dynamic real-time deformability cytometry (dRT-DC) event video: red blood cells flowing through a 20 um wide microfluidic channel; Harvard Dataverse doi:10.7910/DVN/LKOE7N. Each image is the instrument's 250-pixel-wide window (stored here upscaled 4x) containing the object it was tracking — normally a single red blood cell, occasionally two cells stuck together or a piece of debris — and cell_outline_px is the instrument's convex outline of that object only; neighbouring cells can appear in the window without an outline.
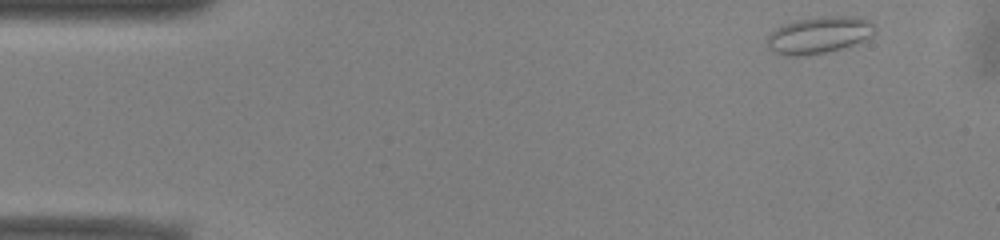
{"species": "common noctule bat (a hibernating species)", "species_latin": "Nyctalus noctula", "temperature_condition": "warm", "stored_images_in_passage": 40, "camera_frame_rate_fps": 3000, "um_per_image_px": 0.085, "animal": {"sex": "male", "body_mass_g": 13.0, "forearm_length_mm": 53.1}, "frame": {"image": 1, "passage_image": 2, "time_ms": 0.333, "image_size_px": [1000, 240], "cell_outline_px": [[876, 32], [872, 36], [864, 40], [828, 52], [804, 56], [784, 56], [768, 48], [768, 36], [776, 28], [784, 24], [796, 20], [820, 16], [860, 16], [876, 24]], "centroid_in_image_um": [69.66, 2.96], "position_along_channel_um": 15.3, "area_um2": 23.29}}
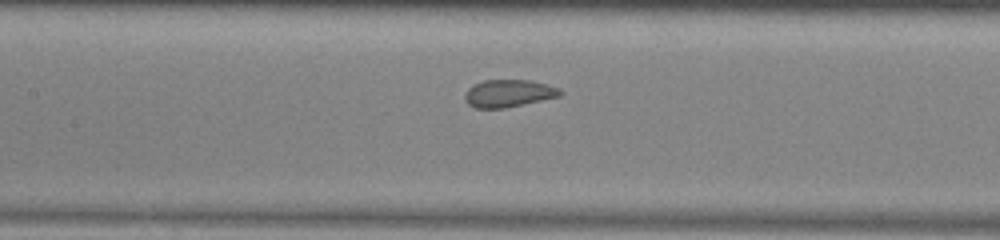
{"frame": {"image": 2, "passage_image": 21, "time_ms": 6.667, "image_size_px": [1000, 240], "cell_outline_px": [[564, 92], [560, 96], [504, 108], [476, 108], [468, 104], [464, 100], [464, 96], [468, 88], [472, 84], [484, 80], [528, 80], [560, 88]], "centroid_in_image_um": [43.2, 7.93], "position_along_channel_um": 164.2, "area_um2": 15.2}}
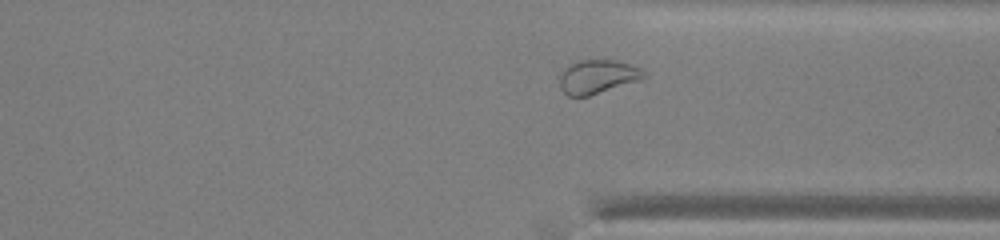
{"frame": {"image": 3, "passage_image": 36, "time_ms": 11.667, "image_size_px": [1000, 240], "cell_outline_px": [[648, 76], [644, 80], [588, 96], [568, 96], [560, 88], [560, 72], [568, 64], [580, 60], [616, 60], [640, 68], [648, 72]], "centroid_in_image_um": [50.84, 6.52], "position_along_channel_um": 360.6, "area_um2": 16.99}, "authors_computed_cell_mechanics": {"area_um2": 16.6175, "velocity_mm_per_s": 3.9264, "shape_relaxation_time_tau1_ms": null, "shape_relaxation_time_tau2_ms": 0.6843, "deformation_change_tau1": null, "deformation_change_tau2": 0.0576}}